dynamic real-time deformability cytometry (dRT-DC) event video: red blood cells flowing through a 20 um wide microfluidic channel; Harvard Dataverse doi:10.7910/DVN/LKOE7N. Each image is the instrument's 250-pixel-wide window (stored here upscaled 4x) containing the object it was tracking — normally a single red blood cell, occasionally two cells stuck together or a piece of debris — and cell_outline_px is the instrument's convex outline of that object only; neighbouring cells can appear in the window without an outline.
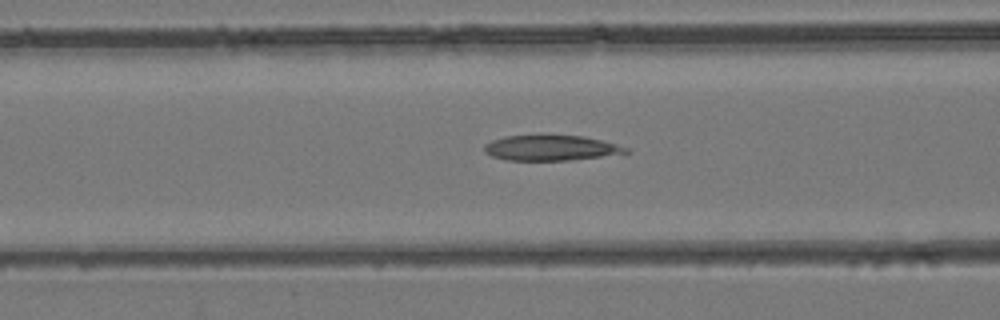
{"species": "common noctule bat (a hibernating species)", "species_latin": "Nyctalus noctula", "temperature_condition": "room temperature", "stored_images_in_passage": 38, "camera_frame_rate_fps": 3000, "um_per_image_px": 0.085, "animal": {"sex": "female", "body_mass_g": 24.6, "forearm_length_mm": 56.2}, "frame": {"image": 1, "passage_image": 12, "time_ms": 3.667, "image_size_px": [1000, 320], "cell_outline_px": [[632, 152], [572, 160], [508, 160], [492, 156], [484, 152], [484, 144], [492, 140], [504, 136], [584, 136], [632, 148]], "centroid_in_image_um": [46.85, 12.58], "position_along_channel_um": 119.7, "area_um2": 20.75}}
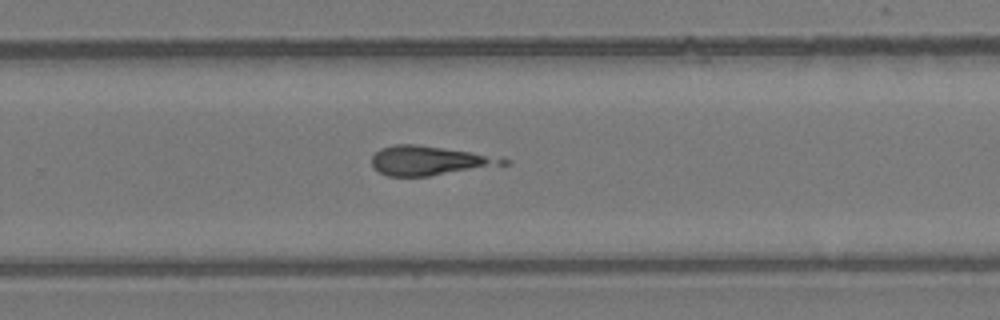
{"frame": {"image": 2, "passage_image": 23, "time_ms": 7.333, "image_size_px": [1000, 320], "cell_outline_px": [[512, 160], [508, 164], [428, 176], [388, 176], [380, 172], [372, 164], [372, 156], [380, 148], [392, 144], [416, 144], [472, 152]], "centroid_in_image_um": [36.48, 13.64], "position_along_channel_um": 293.3, "area_um2": 22.2}}
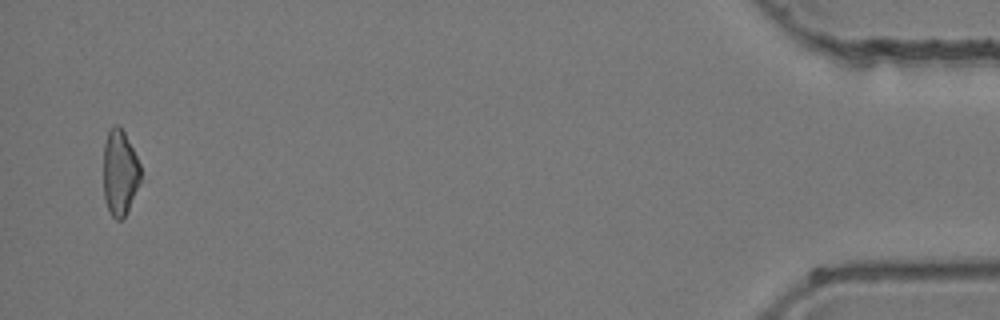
{"frame": {"image": 3, "passage_image": 37, "time_ms": 12.0, "image_size_px": [1000, 320], "cell_outline_px": [[140, 180], [128, 212], [120, 220], [116, 220], [112, 216], [104, 200], [104, 144], [108, 128], [112, 124], [120, 124], [140, 164]], "centroid_in_image_um": [10.17, 14.64], "position_along_channel_um": 425.0, "area_um2": 18.61}}